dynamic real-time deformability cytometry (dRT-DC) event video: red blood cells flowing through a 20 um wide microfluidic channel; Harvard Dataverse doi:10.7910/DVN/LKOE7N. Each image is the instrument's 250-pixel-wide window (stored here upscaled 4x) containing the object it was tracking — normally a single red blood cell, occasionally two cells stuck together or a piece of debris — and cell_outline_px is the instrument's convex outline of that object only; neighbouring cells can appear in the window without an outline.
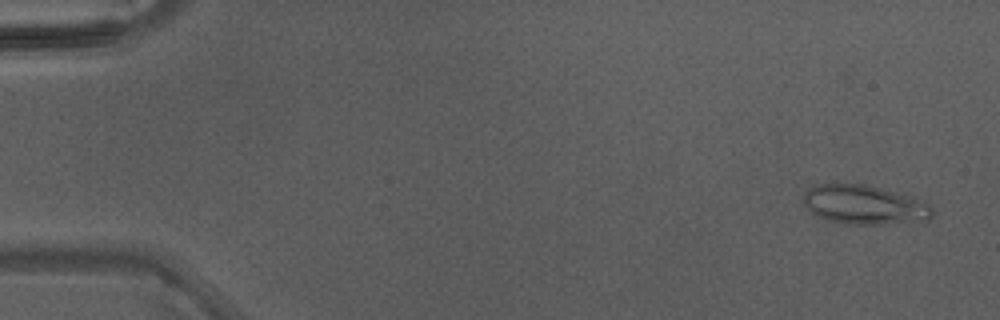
{"species": "Egyptian fruit bat (a non-hibernating species)", "species_latin": "Rousettus aegyptiacus", "temperature_condition": "warm", "stored_images_in_passage": 46, "camera_frame_rate_fps": 3000, "um_per_image_px": 0.085, "animal": {"sex": "male"}, "frame": {"image": 1, "passage_image": 3, "time_ms": 0.667, "image_size_px": [1000, 320], "cell_outline_px": [[932, 216], [928, 220], [880, 224], [848, 224], [824, 220], [816, 216], [804, 204], [804, 192], [808, 188], [816, 184], [844, 180], [864, 184], [912, 196], [928, 204], [932, 208]], "centroid_in_image_um": [73.39, 17.36], "position_along_channel_um": 11.6, "area_um2": 30.06}}
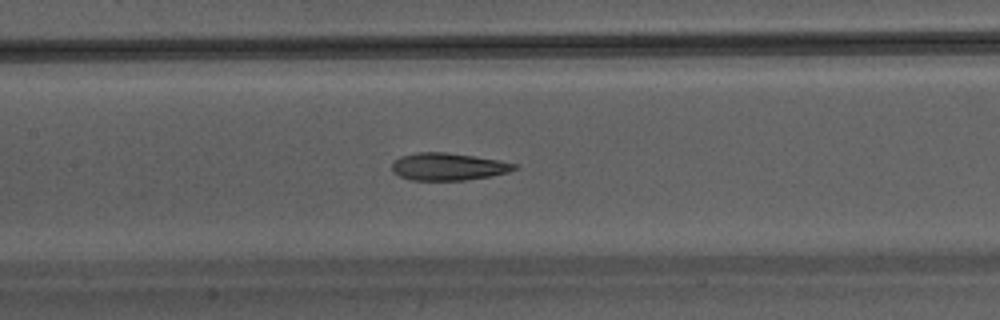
{"frame": {"image": 2, "passage_image": 23, "time_ms": 7.333, "image_size_px": [1000, 320], "cell_outline_px": [[520, 168], [508, 172], [492, 176], [464, 180], [412, 180], [400, 176], [392, 172], [392, 164], [400, 156], [420, 152], [444, 152], [500, 160], [520, 164]], "centroid_in_image_um": [38.15, 14.17], "position_along_channel_um": 169.2, "area_um2": 19.59}}
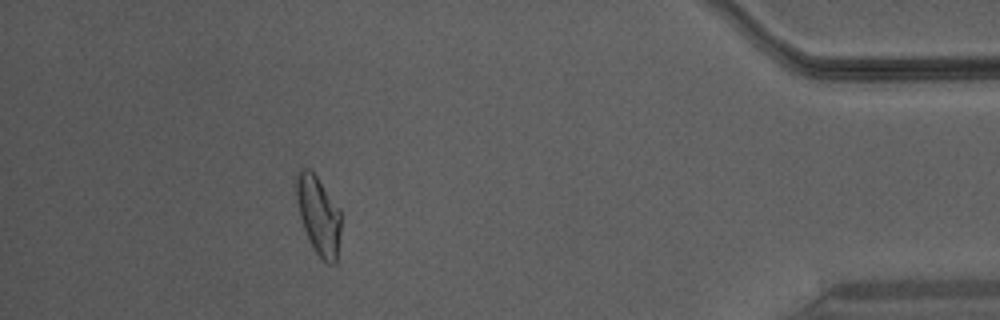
{"frame": {"image": 3, "passage_image": 42, "time_ms": 13.667, "image_size_px": [1000, 320], "cell_outline_px": [[340, 232], [336, 264], [328, 264], [312, 248], [304, 228], [300, 216], [292, 180], [300, 168], [308, 168], [316, 176], [340, 208]], "centroid_in_image_um": [27.04, 18.25], "position_along_channel_um": 408.2, "area_um2": 20.63}}